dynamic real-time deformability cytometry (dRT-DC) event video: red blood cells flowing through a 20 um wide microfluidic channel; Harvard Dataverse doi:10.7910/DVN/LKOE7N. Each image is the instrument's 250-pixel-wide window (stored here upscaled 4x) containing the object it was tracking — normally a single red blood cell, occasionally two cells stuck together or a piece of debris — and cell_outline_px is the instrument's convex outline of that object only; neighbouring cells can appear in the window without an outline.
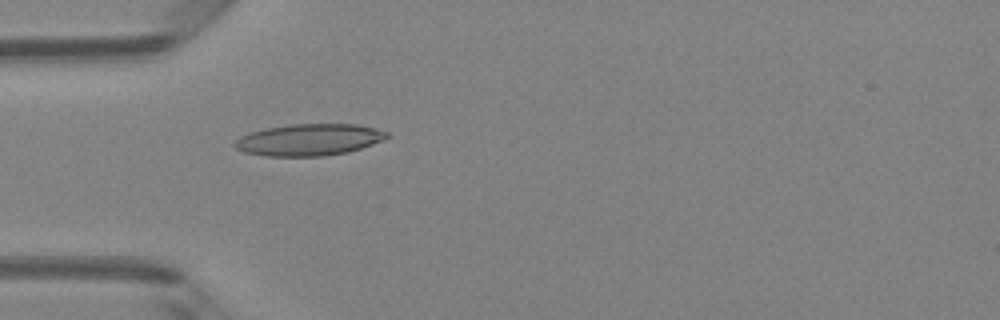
{"species": "Egyptian fruit bat (a non-hibernating species)", "species_latin": "Rousettus aegyptiacus", "temperature_condition": "room temperature", "stored_images_in_passage": 5, "camera_frame_rate_fps": 3000, "um_per_image_px": 0.085, "animal": {"sex": "female"}, "frame": {"image": 1, "passage_image": 5, "time_ms": 1.333, "image_size_px": [1000, 320], "cell_outline_px": [[392, 136], [384, 140], [348, 152], [324, 156], [268, 156], [244, 152], [236, 148], [232, 144], [240, 136], [264, 128], [288, 124], [356, 124], [376, 128], [388, 132]], "centroid_in_image_um": [26.29, 11.87], "position_along_channel_um": 58.7, "area_um2": 28.26}}